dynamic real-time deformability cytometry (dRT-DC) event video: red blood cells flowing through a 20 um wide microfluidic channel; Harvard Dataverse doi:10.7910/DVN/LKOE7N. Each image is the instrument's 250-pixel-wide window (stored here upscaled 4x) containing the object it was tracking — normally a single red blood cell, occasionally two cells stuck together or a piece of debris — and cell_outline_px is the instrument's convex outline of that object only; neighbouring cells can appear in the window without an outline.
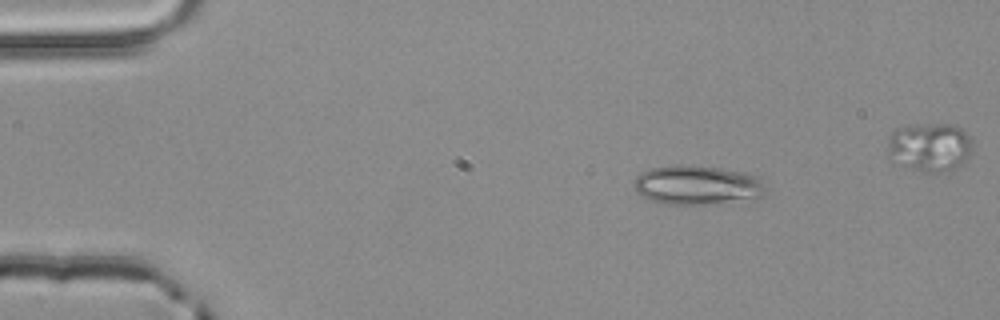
{"species": "common noctule bat (a hibernating species)", "species_latin": "Nyctalus noctula", "temperature_condition": "room temperature", "stored_images_in_passage": 4, "segment_of_instrument_passage": [1, 2], "camera_frame_rate_fps": 3000, "um_per_image_px": 0.085, "animal": {"sex": "male", "body_mass_g": 20.4}, "frame": {"image": 1, "passage_image": 1, "time_ms": 0.0, "image_size_px": [1000, 320], "cell_outline_px": [[764, 196], [704, 204], [664, 204], [640, 196], [636, 192], [632, 184], [636, 176], [640, 172], [648, 168], [676, 164], [688, 164], [720, 168], [744, 172], [756, 176], [764, 188]], "centroid_in_image_um": [59.14, 15.7], "position_along_channel_um": 25.9, "area_um2": 30.06}}